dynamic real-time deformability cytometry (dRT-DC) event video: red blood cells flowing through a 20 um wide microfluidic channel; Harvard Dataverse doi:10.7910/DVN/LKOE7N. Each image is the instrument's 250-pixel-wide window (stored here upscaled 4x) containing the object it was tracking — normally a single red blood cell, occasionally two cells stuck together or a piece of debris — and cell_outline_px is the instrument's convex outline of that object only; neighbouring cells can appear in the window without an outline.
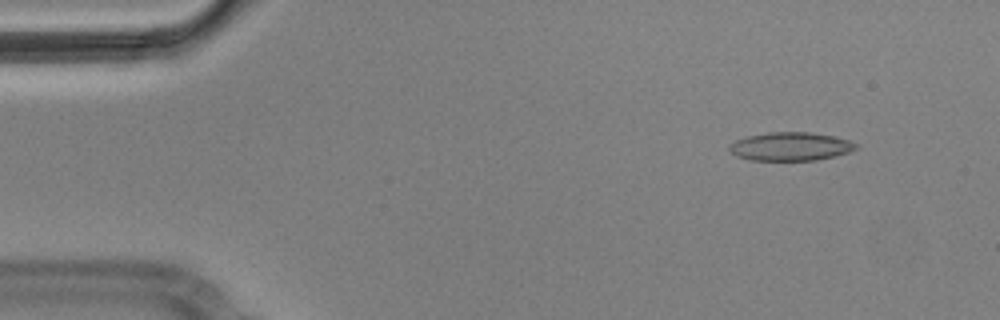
{"species": "Egyptian fruit bat (a non-hibernating species)", "species_latin": "Rousettus aegyptiacus", "temperature_condition": "cold", "stored_images_in_passage": 4, "camera_frame_rate_fps": 3000, "um_per_image_px": 0.085, "animal": {"sex": "male"}, "frame": {"image": 1, "passage_image": 1, "time_ms": 0.0, "image_size_px": [1000, 320], "cell_outline_px": [[860, 148], [836, 156], [816, 160], [748, 160], [736, 156], [728, 148], [736, 140], [748, 136], [768, 132], [808, 132], [836, 136], [860, 144]], "centroid_in_image_um": [67.25, 12.45], "position_along_channel_um": 17.7, "area_um2": 21.1}}